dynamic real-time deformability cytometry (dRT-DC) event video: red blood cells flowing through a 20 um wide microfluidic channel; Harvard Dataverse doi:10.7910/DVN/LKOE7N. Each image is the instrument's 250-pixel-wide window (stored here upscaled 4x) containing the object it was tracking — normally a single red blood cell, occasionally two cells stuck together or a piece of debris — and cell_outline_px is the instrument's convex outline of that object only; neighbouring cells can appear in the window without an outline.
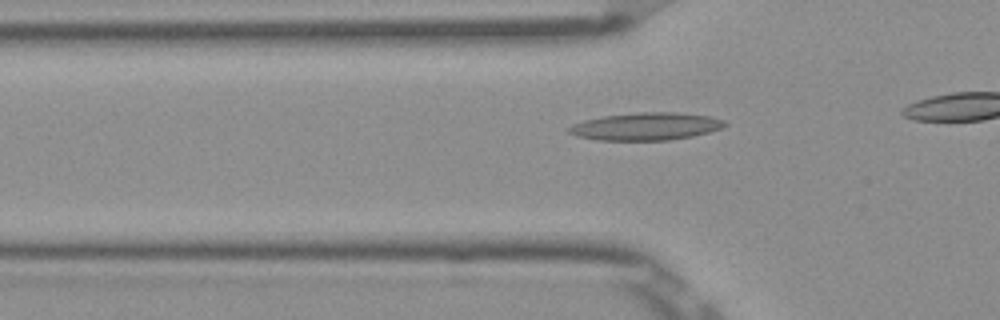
{"species": "Egyptian fruit bat (a non-hibernating species)", "species_latin": "Rousettus aegyptiacus", "temperature_condition": "room temperature", "stored_images_in_passage": 8, "camera_frame_rate_fps": 3000, "um_per_image_px": 0.085, "frame": {"image": 1, "passage_image": 2, "time_ms": 0.333, "image_size_px": [1000, 320], "cell_outline_px": [[728, 124], [720, 128], [708, 132], [692, 136], [668, 140], [596, 140], [576, 136], [568, 132], [564, 128], [572, 124], [584, 120], [604, 116], [636, 112], [676, 112], [708, 116], [724, 120]], "centroid_in_image_um": [54.84, 10.74], "position_along_channel_um": 71.0, "area_um2": 25.09}}
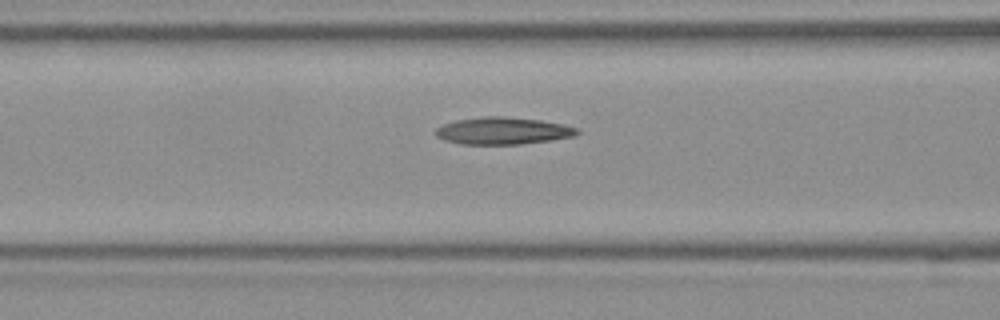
{"frame": {"image": 2, "passage_image": 6, "time_ms": 1.667, "image_size_px": [1000, 320], "cell_outline_px": [[580, 132], [576, 136], [552, 140], [520, 144], [460, 144], [444, 140], [436, 136], [432, 132], [436, 128], [444, 124], [456, 120], [484, 116], [504, 116], [540, 120], [564, 124], [580, 128]], "centroid_in_image_um": [42.76, 11.12], "position_along_channel_um": 123.8, "area_um2": 22.66}}